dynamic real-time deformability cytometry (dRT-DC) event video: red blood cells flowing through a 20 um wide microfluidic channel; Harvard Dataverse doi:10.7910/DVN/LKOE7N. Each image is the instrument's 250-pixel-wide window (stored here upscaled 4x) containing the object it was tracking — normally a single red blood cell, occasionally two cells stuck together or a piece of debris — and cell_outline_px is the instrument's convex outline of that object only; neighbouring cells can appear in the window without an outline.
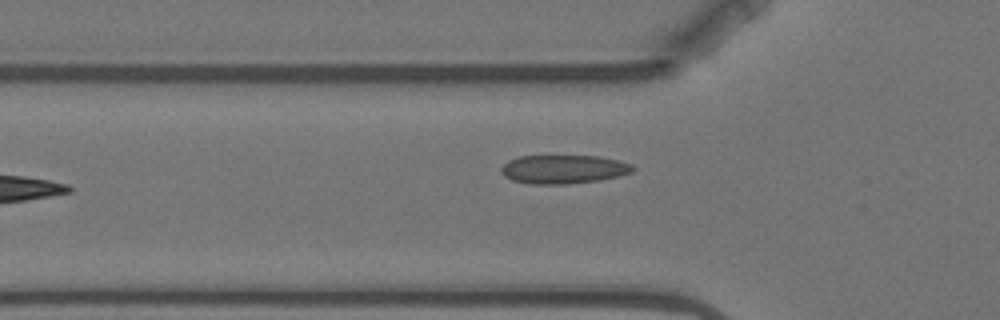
{"species": "Egyptian fruit bat (a non-hibernating species)", "species_latin": "Rousettus aegyptiacus", "temperature_condition": "warm", "stored_images_in_passage": 10, "camera_frame_rate_fps": 3000, "um_per_image_px": 0.085, "animal": {"sex": "female"}, "frame": {"image": 1, "passage_image": 5, "time_ms": 5.333, "image_size_px": [1000, 320], "cell_outline_px": [[636, 168], [632, 172], [600, 180], [564, 184], [528, 184], [512, 180], [504, 176], [500, 172], [500, 168], [508, 160], [520, 156], [596, 156], [616, 160], [632, 164]], "centroid_in_image_um": [47.85, 14.39], "position_along_channel_um": 77.9, "area_um2": 21.96}}
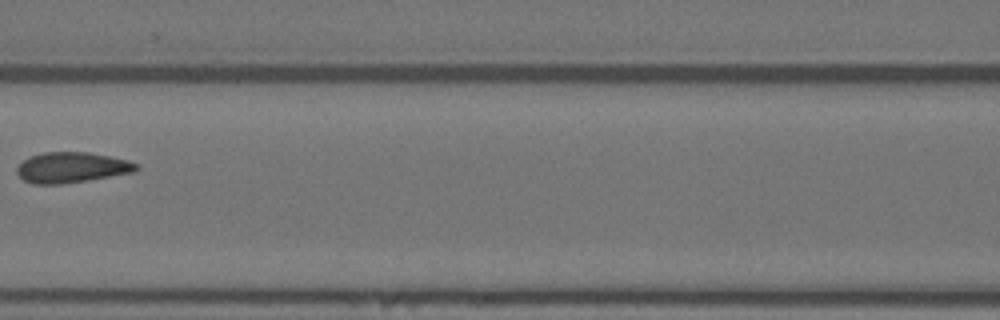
{"frame": {"image": 2, "passage_image": 7, "time_ms": 7.667, "image_size_px": [1000, 320], "cell_outline_px": [[140, 168], [136, 172], [88, 180], [60, 184], [32, 184], [24, 180], [16, 172], [16, 168], [24, 160], [32, 156], [44, 152], [88, 152], [128, 160], [136, 164]], "centroid_in_image_um": [6.11, 14.24], "position_along_channel_um": 160.5, "area_um2": 21.15}}
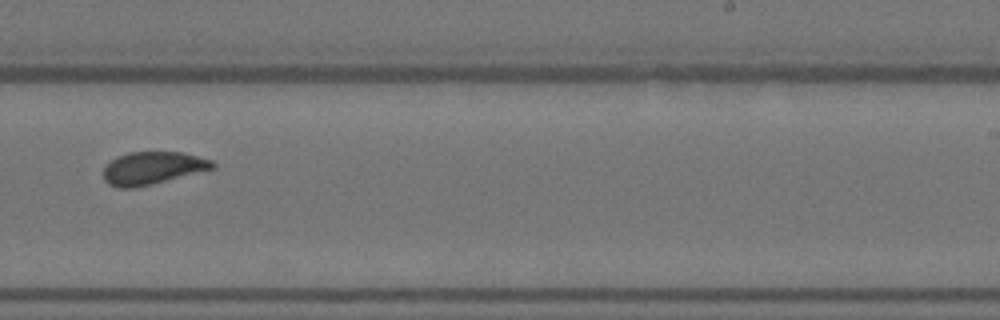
{"frame": {"image": 3, "passage_image": 10, "time_ms": 11.0, "image_size_px": [1000, 320], "cell_outline_px": [[216, 168], [136, 188], [116, 188], [108, 184], [104, 180], [104, 168], [116, 156], [128, 152], [184, 152], [212, 160], [216, 164]], "centroid_in_image_um": [12.98, 14.29], "position_along_channel_um": 276.0, "area_um2": 20.92}}